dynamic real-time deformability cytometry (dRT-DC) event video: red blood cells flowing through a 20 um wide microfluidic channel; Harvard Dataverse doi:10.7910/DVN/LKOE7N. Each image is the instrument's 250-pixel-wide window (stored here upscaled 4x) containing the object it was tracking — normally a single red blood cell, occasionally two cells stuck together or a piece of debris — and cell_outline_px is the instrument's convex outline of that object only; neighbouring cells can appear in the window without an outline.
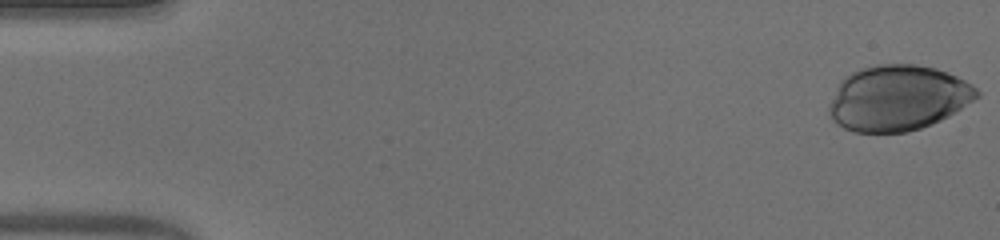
{"species": "human", "species_latin": "Homo sapiens", "temperature_condition": "warm", "stored_images_in_passage": 43, "camera_frame_rate_fps": 3000, "um_per_image_px": 0.085, "donor": {"sex": "male"}, "frame": {"image": 1, "passage_image": 1, "time_ms": 0.0, "image_size_px": [1000, 240], "cell_outline_px": [[980, 96], [948, 116], [932, 124], [908, 132], [856, 132], [844, 128], [836, 124], [832, 120], [828, 112], [828, 104], [840, 80], [844, 76], [860, 68], [876, 64], [916, 64], [936, 68], [948, 72], [972, 84], [980, 92]], "centroid_in_image_um": [76.29, 8.32], "position_along_channel_um": 8.7, "area_um2": 56.7}}
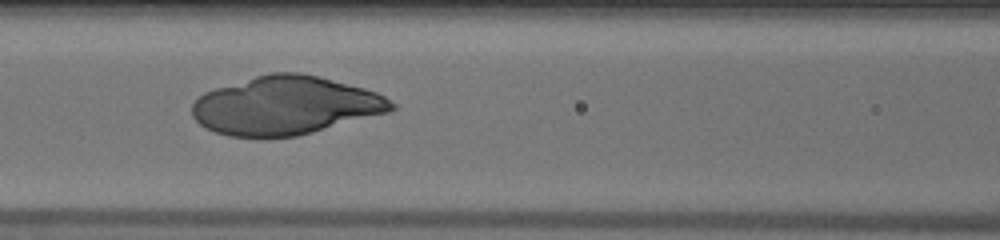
{"frame": {"image": 2, "passage_image": 23, "time_ms": 7.333, "image_size_px": [1000, 240], "cell_outline_px": [[396, 108], [388, 112], [312, 132], [296, 136], [228, 136], [204, 128], [192, 116], [192, 104], [204, 92], [216, 88], [256, 76], [272, 72], [300, 72], [364, 88], [376, 92], [384, 96], [396, 104]], "centroid_in_image_um": [24.25, 8.96], "position_along_channel_um": 142.3, "area_um2": 67.11}}